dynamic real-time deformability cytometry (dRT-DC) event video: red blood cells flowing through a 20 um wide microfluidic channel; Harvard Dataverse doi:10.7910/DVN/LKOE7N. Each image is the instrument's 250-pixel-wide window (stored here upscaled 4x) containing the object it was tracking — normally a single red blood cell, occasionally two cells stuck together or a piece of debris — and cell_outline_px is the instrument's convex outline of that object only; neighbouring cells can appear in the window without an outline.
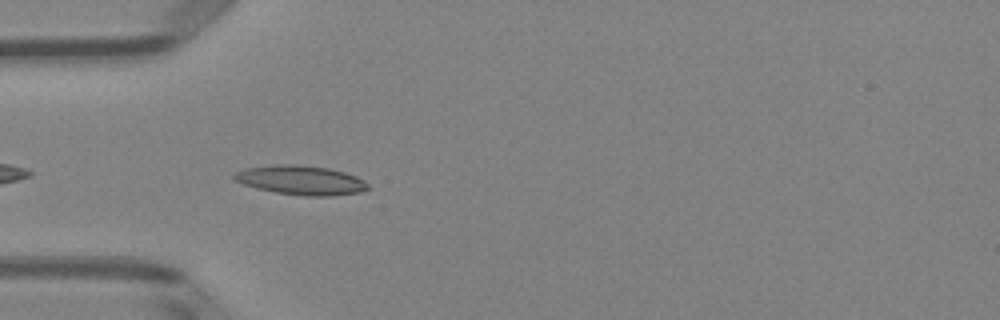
{"species": "Egyptian fruit bat (a non-hibernating species)", "species_latin": "Rousettus aegyptiacus", "temperature_condition": "room temperature", "stored_images_in_passage": 37, "camera_frame_rate_fps": 3000, "um_per_image_px": 0.085, "animal": {"sex": "female"}, "frame": {"image": 1, "passage_image": 3, "time_ms": 0.667, "image_size_px": [1000, 320], "cell_outline_px": [[372, 188], [360, 192], [332, 196], [304, 196], [276, 192], [256, 188], [244, 184], [236, 180], [232, 176], [236, 172], [244, 168], [272, 164], [296, 164], [328, 168], [344, 172], [356, 176], [364, 180]], "centroid_in_image_um": [25.6, 15.31], "position_along_channel_um": 59.4, "area_um2": 22.95}}
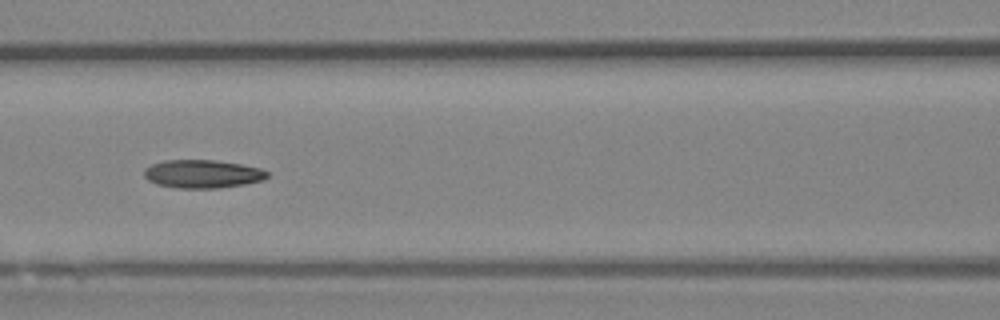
{"frame": {"image": 2, "passage_image": 10, "time_ms": 3.0, "image_size_px": [1000, 320], "cell_outline_px": [[268, 176], [264, 180], [244, 184], [220, 188], [176, 188], [156, 184], [148, 180], [144, 176], [144, 168], [152, 164], [164, 160], [212, 160], [240, 164], [260, 168], [268, 172]], "centroid_in_image_um": [17.19, 14.79], "position_along_channel_um": 149.4, "area_um2": 20.29}}
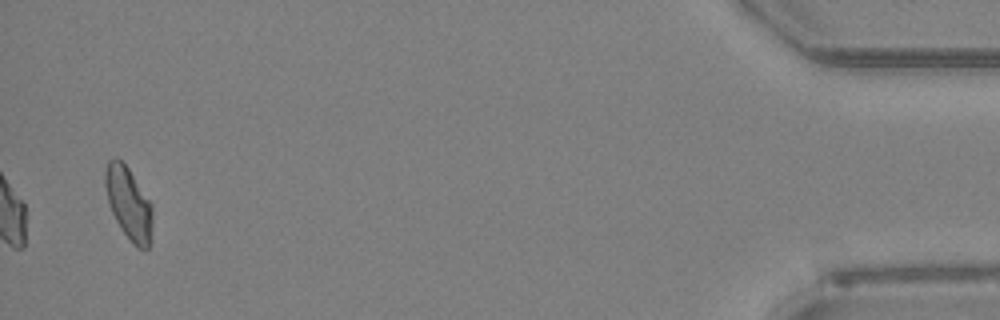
{"frame": {"image": 3, "passage_image": 37, "time_ms": 12.0, "image_size_px": [1000, 320], "cell_outline_px": [[152, 220], [148, 248], [144, 252], [136, 248], [120, 228], [112, 212], [108, 200], [104, 184], [104, 172], [108, 160], [120, 160], [128, 168], [152, 204]], "centroid_in_image_um": [10.93, 17.32], "position_along_channel_um": 424.3, "area_um2": 19.77}, "authors_computed_cell_mechanics": {"area_um2": 19.8832, "velocity_mm_per_s": 3.9869, "shape_relaxation_time_tau1_ms": 4.234, "shape_relaxation_time_tau2_ms": 3.7506, "deformation_change_tau1": 0.1496, "deformation_change_tau2": 0.1172}}